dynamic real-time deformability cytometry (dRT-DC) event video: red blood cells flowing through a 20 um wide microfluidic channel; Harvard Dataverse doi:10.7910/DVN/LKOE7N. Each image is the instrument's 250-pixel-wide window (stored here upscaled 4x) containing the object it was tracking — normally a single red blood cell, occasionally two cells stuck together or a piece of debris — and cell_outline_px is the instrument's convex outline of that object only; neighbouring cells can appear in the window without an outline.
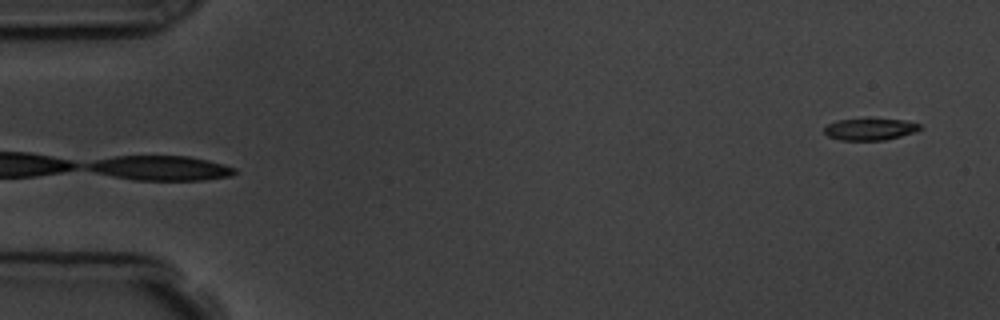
{"species": "common noctule bat (a hibernating species)", "species_latin": "Nyctalus noctula", "temperature_condition": "room temperature", "stored_images_in_passage": 5, "camera_frame_rate_fps": 3000, "um_per_image_px": 0.085, "animal": {"sex": "male", "body_mass_g": 19.5, "forearm_length_mm": 54.6}, "frame": {"image": 1, "passage_image": 5, "time_ms": 5.333, "image_size_px": [1000, 320], "cell_outline_px": [[920, 128], [916, 132], [884, 140], [840, 140], [828, 136], [824, 132], [824, 128], [828, 124], [836, 120], [868, 116], [904, 120], [920, 124]], "centroid_in_image_um": [73.93, 10.93], "position_along_channel_um": 11.1, "area_um2": 12.77}}